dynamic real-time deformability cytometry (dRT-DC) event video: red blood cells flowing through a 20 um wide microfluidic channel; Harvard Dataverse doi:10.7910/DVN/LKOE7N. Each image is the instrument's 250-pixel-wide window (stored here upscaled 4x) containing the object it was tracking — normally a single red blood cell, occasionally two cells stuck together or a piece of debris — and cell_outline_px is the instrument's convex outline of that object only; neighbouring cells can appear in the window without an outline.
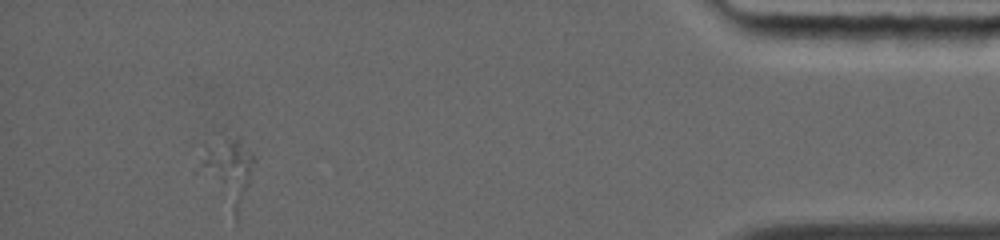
{"species": "common noctule bat (a hibernating species)", "species_latin": "Nyctalus noctula", "temperature_condition": "warm", "stored_images_in_passage": 107, "segment_of_instrument_passage": [2, 2], "camera_frame_rate_fps": 5000, "um_per_image_px": 0.085, "animal": {"sex": "female", "body_mass_g": 19.0, "forearm_length_mm": 56.7}, "frame": {"image": 1, "passage_image": 106, "time_ms": 13.2, "image_size_px": [1000, 240], "cell_outline_px": [[256, 156], [236, 224], [192, 172], [204, 144], [224, 140], [240, 140]], "centroid_in_image_um": [19.19, 14.71], "position_along_channel_um": 416.0, "area_um2": 22.89}}